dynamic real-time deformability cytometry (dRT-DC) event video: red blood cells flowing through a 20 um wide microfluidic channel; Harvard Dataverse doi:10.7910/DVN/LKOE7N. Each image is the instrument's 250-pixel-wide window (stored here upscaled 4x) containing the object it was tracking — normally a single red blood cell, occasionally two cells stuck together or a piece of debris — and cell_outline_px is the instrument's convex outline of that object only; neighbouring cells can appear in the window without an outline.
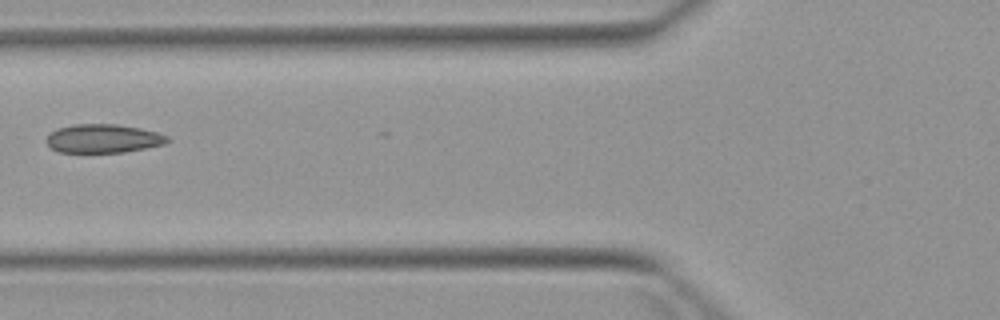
{"species": "Egyptian fruit bat (a non-hibernating species)", "species_latin": "Rousettus aegyptiacus", "temperature_condition": "warm", "stored_images_in_passage": 3, "camera_frame_rate_fps": 3000, "um_per_image_px": 0.085, "animal": {"sex": "female"}, "frame": {"image": 1, "passage_image": 3, "time_ms": 3.333, "image_size_px": [1000, 320], "cell_outline_px": [[172, 140], [164, 144], [124, 152], [60, 152], [52, 148], [44, 140], [56, 128], [76, 124], [116, 124], [140, 128], [156, 132], [168, 136]], "centroid_in_image_um": [8.78, 11.77], "position_along_channel_um": 117.0, "area_um2": 20.11}}